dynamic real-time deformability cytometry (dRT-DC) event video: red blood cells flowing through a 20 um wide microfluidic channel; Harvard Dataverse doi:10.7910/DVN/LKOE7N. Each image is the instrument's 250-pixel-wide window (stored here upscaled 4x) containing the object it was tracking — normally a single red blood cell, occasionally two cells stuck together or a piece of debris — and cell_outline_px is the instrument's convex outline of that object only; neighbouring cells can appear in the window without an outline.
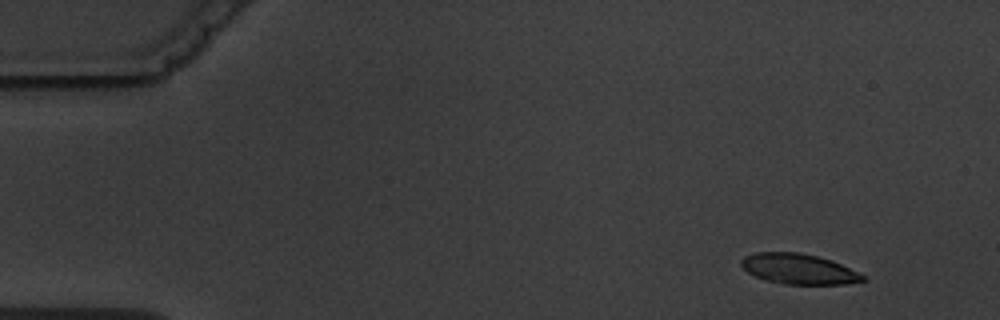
{"species": "common noctule bat (a hibernating species)", "species_latin": "Nyctalus noctula", "temperature_condition": "warm", "stored_images_in_passage": 4, "camera_frame_rate_fps": 3000, "um_per_image_px": 0.085, "animal": {"sex": "male", "body_mass_g": 19.5, "forearm_length_mm": 54.6}, "frame": {"image": 1, "passage_image": 1, "time_ms": 0.0, "image_size_px": [1000, 320], "cell_outline_px": [[868, 280], [844, 284], [784, 284], [764, 280], [748, 272], [740, 264], [740, 260], [744, 256], [756, 252], [800, 252], [832, 260], [868, 276]], "centroid_in_image_um": [67.92, 22.86], "position_along_channel_um": 17.1, "area_um2": 21.68}}
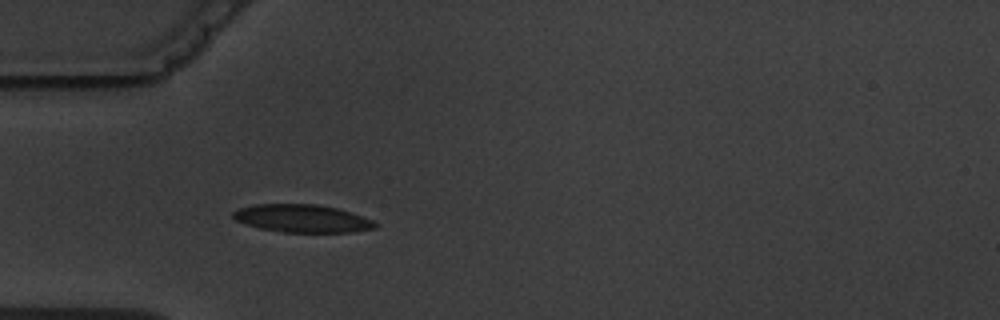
{"frame": {"image": 2, "passage_image": 4, "time_ms": 4.0, "image_size_px": [1000, 320], "cell_outline_px": [[380, 224], [376, 228], [352, 232], [284, 232], [260, 228], [236, 220], [232, 216], [232, 212], [240, 208], [256, 204], [316, 204], [336, 208], [372, 220]], "centroid_in_image_um": [25.7, 18.57], "position_along_channel_um": 59.3, "area_um2": 22.77}}